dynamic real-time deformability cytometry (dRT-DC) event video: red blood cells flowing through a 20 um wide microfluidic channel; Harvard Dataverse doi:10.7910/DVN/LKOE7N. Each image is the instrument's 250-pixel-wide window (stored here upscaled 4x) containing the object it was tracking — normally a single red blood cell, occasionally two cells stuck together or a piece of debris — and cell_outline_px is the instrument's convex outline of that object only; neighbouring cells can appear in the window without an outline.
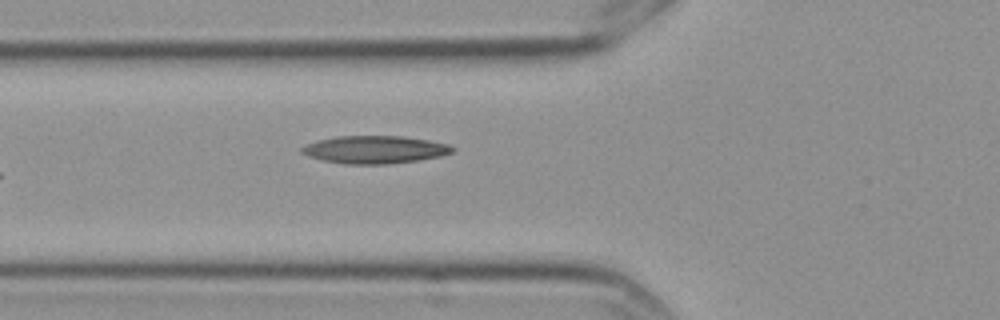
{"species": "Egyptian fruit bat (a non-hibernating species)", "species_latin": "Rousettus aegyptiacus", "temperature_condition": "cold", "stored_images_in_passage": 7, "camera_frame_rate_fps": 3000, "um_per_image_px": 0.085, "frame": {"image": 1, "passage_image": 7, "time_ms": 2.0, "image_size_px": [1000, 320], "cell_outline_px": [[456, 148], [452, 152], [440, 156], [416, 160], [388, 164], [344, 164], [324, 160], [308, 156], [300, 152], [300, 148], [304, 144], [336, 136], [404, 136], [428, 140], [448, 144]], "centroid_in_image_um": [31.83, 12.71], "position_along_channel_um": 94.0, "area_um2": 24.28}}